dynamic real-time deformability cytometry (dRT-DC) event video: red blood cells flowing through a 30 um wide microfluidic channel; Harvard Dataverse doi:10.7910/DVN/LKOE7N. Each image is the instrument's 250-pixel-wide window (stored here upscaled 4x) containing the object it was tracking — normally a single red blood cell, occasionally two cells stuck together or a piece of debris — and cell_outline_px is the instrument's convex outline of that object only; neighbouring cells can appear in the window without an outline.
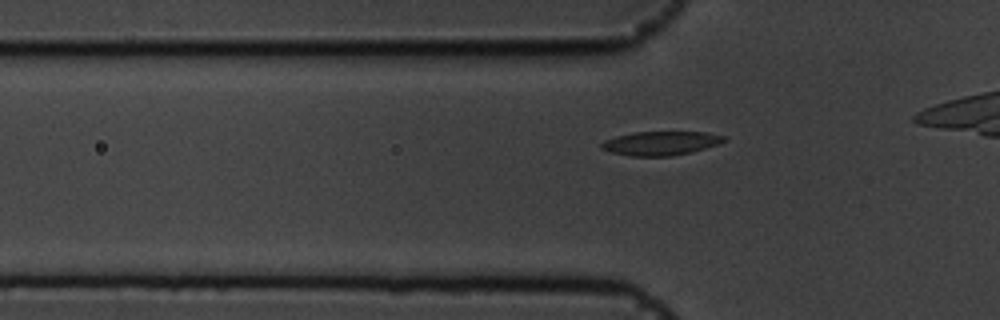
{"species": "common noctule bat (a hibernating species)", "species_latin": "Nyctalus noctula", "temperature_condition": "cold", "stored_images_in_passage": 40, "camera_frame_rate_fps": 3000, "um_per_image_px": 0.085, "animal": {"sex": "male", "body_mass_g": 19.5, "forearm_length_mm": 54.6}, "frame": {"image": 1, "passage_image": 12, "time_ms": 3.667, "image_size_px": [1000, 320], "cell_outline_px": [[728, 140], [720, 144], [692, 152], [672, 156], [628, 156], [612, 152], [600, 148], [600, 144], [604, 140], [616, 136], [632, 132], [708, 132], [724, 136]], "centroid_in_image_um": [56.18, 12.17], "position_along_channel_um": 69.6, "area_um2": 17.28}}
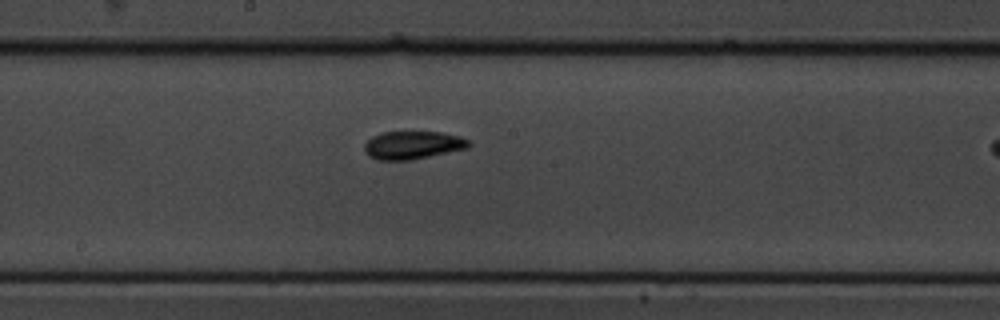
{"frame": {"image": 2, "passage_image": 24, "time_ms": 7.667, "image_size_px": [1000, 320], "cell_outline_px": [[472, 144], [468, 148], [412, 160], [380, 160], [368, 156], [364, 152], [364, 144], [372, 136], [380, 132], [440, 132], [460, 136], [468, 140]], "centroid_in_image_um": [35.07, 12.33], "position_along_channel_um": 213.1, "area_um2": 17.17}}
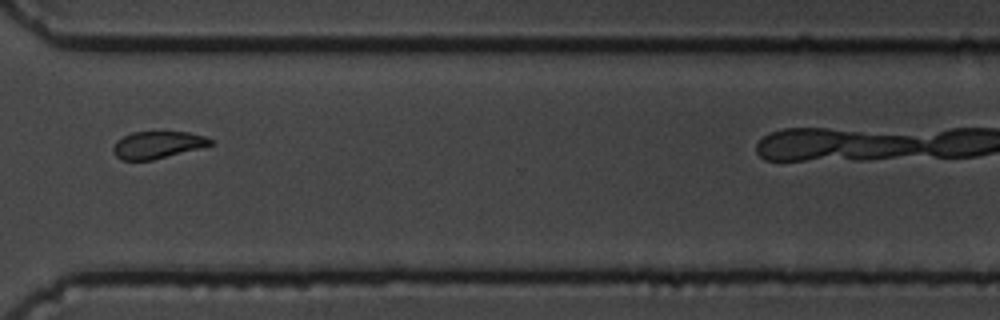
{"frame": {"image": 3, "passage_image": 36, "time_ms": 11.667, "image_size_px": [1000, 320], "cell_outline_px": [[216, 144], [152, 160], [120, 160], [116, 156], [112, 148], [116, 140], [132, 132], [188, 132], [204, 136], [212, 140]], "centroid_in_image_um": [13.39, 12.31], "position_along_channel_um": 357.2, "area_um2": 15.37}}